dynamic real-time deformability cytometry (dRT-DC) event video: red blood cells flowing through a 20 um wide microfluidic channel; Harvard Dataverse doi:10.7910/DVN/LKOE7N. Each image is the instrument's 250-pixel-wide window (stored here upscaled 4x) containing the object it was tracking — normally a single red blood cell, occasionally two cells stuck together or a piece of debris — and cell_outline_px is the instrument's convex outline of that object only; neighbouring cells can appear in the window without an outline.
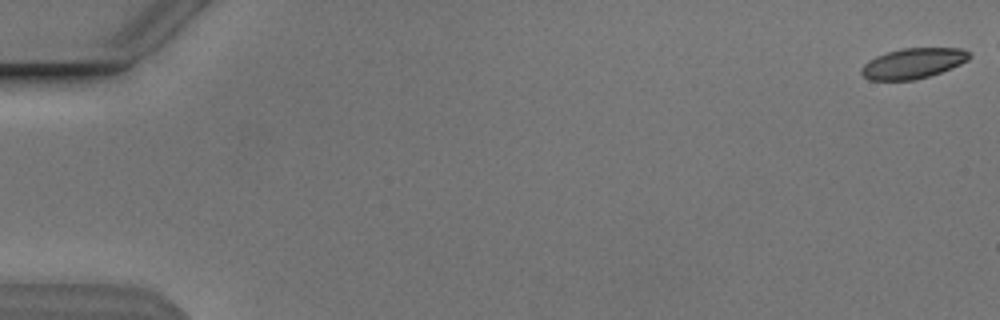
{"species": "Egyptian fruit bat (a non-hibernating species)", "species_latin": "Rousettus aegyptiacus", "temperature_condition": "cold", "stored_images_in_passage": 48, "camera_frame_rate_fps": 3000, "um_per_image_px": 0.085, "animal": {"sex": "male"}, "frame": {"image": 1, "passage_image": 1, "time_ms": 0.0, "image_size_px": [1000, 320], "cell_outline_px": [[972, 56], [968, 60], [952, 68], [916, 80], [868, 80], [860, 72], [860, 68], [868, 60], [876, 56], [888, 52], [904, 48], [964, 48]], "centroid_in_image_um": [77.61, 5.38], "position_along_channel_um": 7.4, "area_um2": 19.13}}
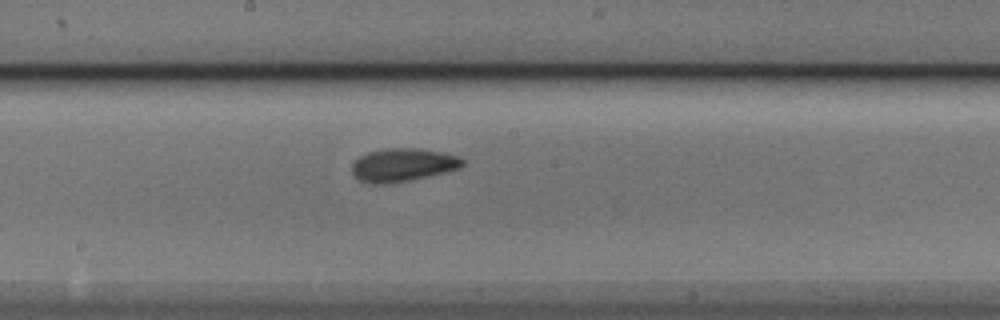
{"frame": {"image": 2, "passage_image": 30, "time_ms": 9.667, "image_size_px": [1000, 320], "cell_outline_px": [[464, 164], [460, 168], [444, 172], [408, 180], [388, 184], [372, 184], [360, 180], [352, 172], [352, 164], [360, 156], [368, 152], [380, 148], [420, 148], [460, 156], [464, 160]], "centroid_in_image_um": [34.23, 14.0], "position_along_channel_um": 214.0, "area_um2": 21.33}}
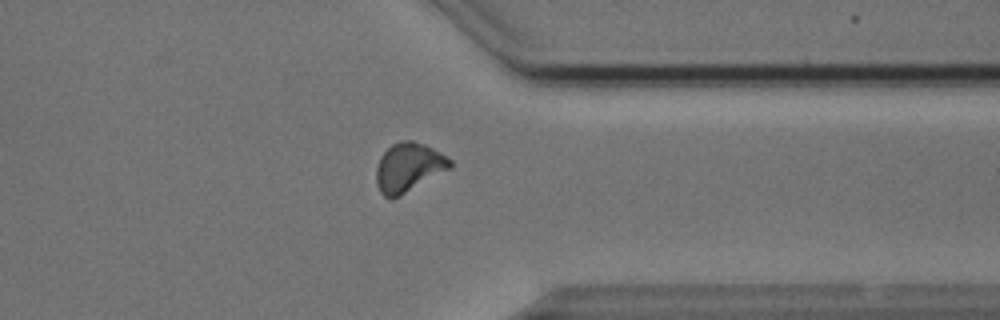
{"frame": {"image": 3, "passage_image": 43, "time_ms": 14.0, "image_size_px": [1000, 320], "cell_outline_px": [[452, 168], [400, 196], [384, 196], [380, 192], [376, 184], [376, 168], [380, 156], [392, 144], [400, 140], [412, 140], [424, 144], [440, 152], [452, 160]], "centroid_in_image_um": [34.74, 14.21], "position_along_channel_um": 376.7, "area_um2": 21.1}}